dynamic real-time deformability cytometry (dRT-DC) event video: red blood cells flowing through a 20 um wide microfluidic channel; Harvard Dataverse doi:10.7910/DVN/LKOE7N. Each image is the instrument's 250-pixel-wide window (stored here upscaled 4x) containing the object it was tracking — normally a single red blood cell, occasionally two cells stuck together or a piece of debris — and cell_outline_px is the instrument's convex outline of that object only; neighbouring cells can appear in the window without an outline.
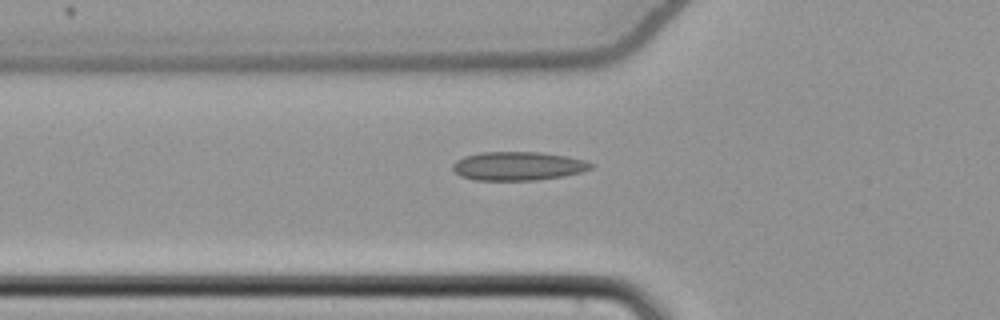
{"species": "common noctule bat (a hibernating species)", "species_latin": "Nyctalus noctula", "temperature_condition": "cold", "stored_images_in_passage": 33, "camera_frame_rate_fps": 3000, "um_per_image_px": 0.085, "animal": {"sex": "female", "body_mass_g": 22.7, "forearm_length_mm": 54.2}, "frame": {"image": 1, "passage_image": 2, "time_ms": 0.333, "image_size_px": [1000, 320], "cell_outline_px": [[596, 164], [592, 168], [584, 172], [564, 176], [536, 180], [476, 180], [460, 176], [452, 168], [452, 164], [456, 160], [464, 156], [480, 152], [540, 152], [568, 156], [584, 160]], "centroid_in_image_um": [44.07, 14.11], "position_along_channel_um": 81.7, "area_um2": 23.35}}
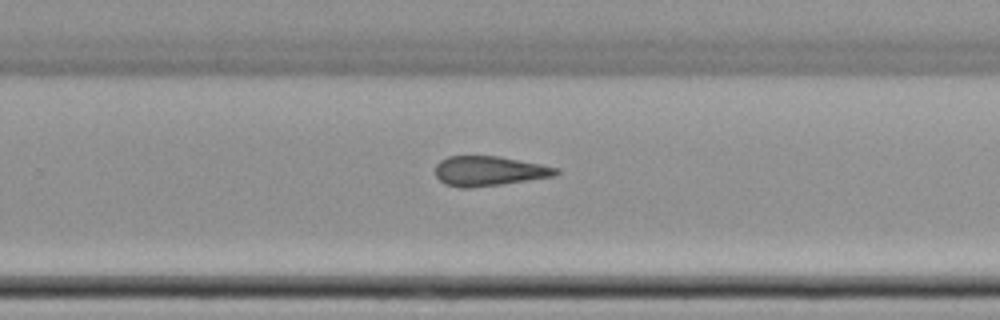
{"frame": {"image": 2, "passage_image": 18, "time_ms": 5.667, "image_size_px": [1000, 320], "cell_outline_px": [[560, 172], [556, 176], [500, 184], [468, 188], [460, 188], [444, 184], [436, 176], [436, 164], [440, 160], [448, 156], [500, 156], [560, 168]], "centroid_in_image_um": [41.57, 14.53], "position_along_channel_um": 288.2, "area_um2": 20.98}}
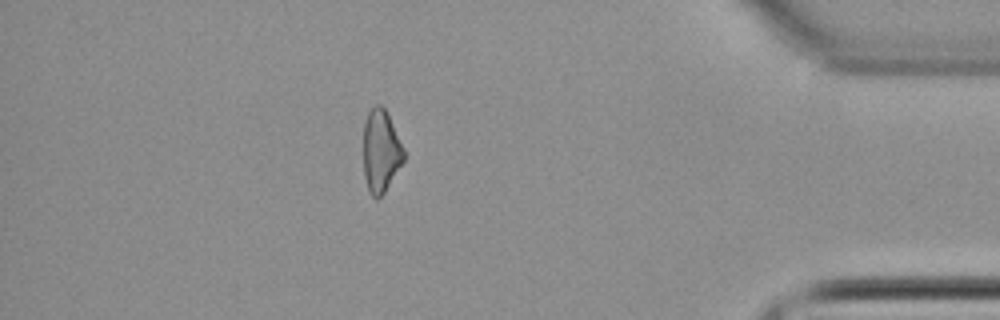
{"frame": {"image": 3, "passage_image": 30, "time_ms": 9.667, "image_size_px": [1000, 320], "cell_outline_px": [[404, 160], [384, 192], [376, 200], [368, 192], [364, 176], [364, 124], [368, 112], [376, 104], [380, 104], [384, 108], [404, 148]], "centroid_in_image_um": [32.36, 12.86], "position_along_channel_um": 402.8, "area_um2": 19.19}}